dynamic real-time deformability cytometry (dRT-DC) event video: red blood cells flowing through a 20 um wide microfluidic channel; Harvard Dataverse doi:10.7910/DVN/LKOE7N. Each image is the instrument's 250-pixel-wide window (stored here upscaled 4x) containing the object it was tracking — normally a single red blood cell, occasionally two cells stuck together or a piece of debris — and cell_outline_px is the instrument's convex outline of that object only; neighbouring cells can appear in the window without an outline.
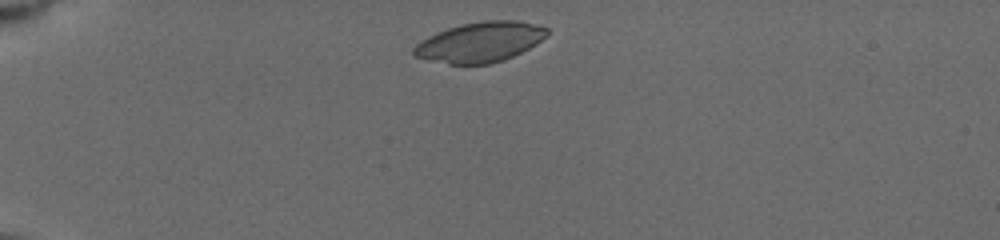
{"species": "common noctule bat (a hibernating species)", "species_latin": "Nyctalus noctula", "temperature_condition": "cold", "stored_images_in_passage": 12, "camera_frame_rate_fps": 3000, "um_per_image_px": 0.085, "animal": {"sex": "female", "body_mass_g": 19.5, "forearm_length_mm": 54.1}, "frame": {"image": 1, "passage_image": 1, "time_ms": 0.0, "image_size_px": [1000, 240], "cell_outline_px": [[548, 36], [536, 44], [504, 60], [488, 64], [448, 64], [428, 60], [412, 56], [412, 48], [420, 40], [436, 32], [460, 24], [484, 20], [516, 20], [548, 28]], "centroid_in_image_um": [40.76, 3.58], "position_along_channel_um": 44.2, "area_um2": 31.27}}